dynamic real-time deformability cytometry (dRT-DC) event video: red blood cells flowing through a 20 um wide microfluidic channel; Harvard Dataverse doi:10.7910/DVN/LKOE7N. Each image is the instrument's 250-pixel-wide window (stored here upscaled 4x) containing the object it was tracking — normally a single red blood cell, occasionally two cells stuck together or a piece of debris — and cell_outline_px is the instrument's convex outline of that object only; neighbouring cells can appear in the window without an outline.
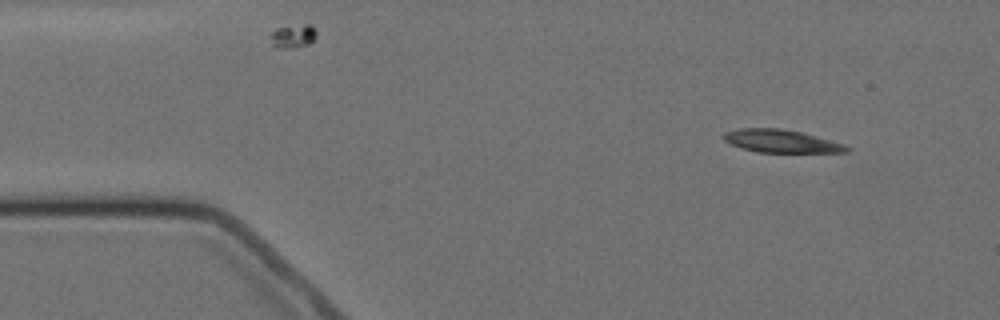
{"species": "Egyptian fruit bat (a non-hibernating species)", "species_latin": "Rousettus aegyptiacus", "temperature_condition": "cold", "stored_images_in_passage": 3, "camera_frame_rate_fps": 3000, "um_per_image_px": 0.085, "animal": {"sex": "female"}, "frame": {"image": 1, "passage_image": 1, "time_ms": 0.0, "image_size_px": [1000, 320], "cell_outline_px": [[852, 148], [848, 152], [756, 152], [740, 148], [724, 140], [720, 136], [724, 132], [740, 128], [780, 128], [800, 132], [816, 136], [844, 144]], "centroid_in_image_um": [66.36, 11.99], "position_along_channel_um": 18.6, "area_um2": 16.42}}
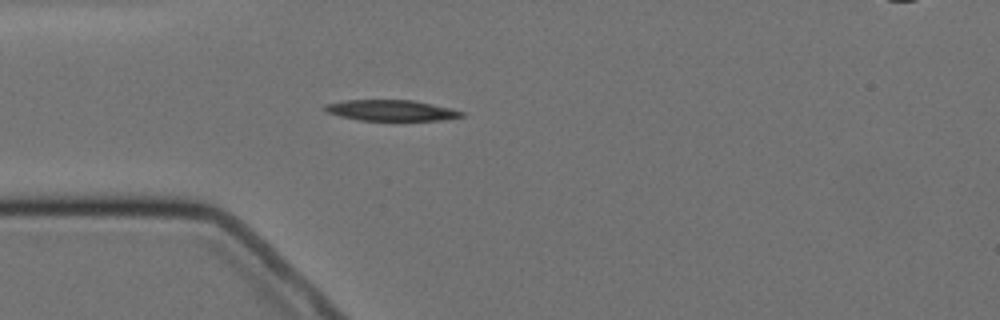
{"frame": {"image": 2, "passage_image": 3, "time_ms": 3.0, "image_size_px": [1000, 320], "cell_outline_px": [[464, 116], [440, 120], [360, 120], [340, 116], [328, 112], [320, 108], [324, 104], [344, 100], [412, 100], [452, 108], [464, 112]], "centroid_in_image_um": [33.21, 9.37], "position_along_channel_um": 51.8, "area_um2": 16.59}}